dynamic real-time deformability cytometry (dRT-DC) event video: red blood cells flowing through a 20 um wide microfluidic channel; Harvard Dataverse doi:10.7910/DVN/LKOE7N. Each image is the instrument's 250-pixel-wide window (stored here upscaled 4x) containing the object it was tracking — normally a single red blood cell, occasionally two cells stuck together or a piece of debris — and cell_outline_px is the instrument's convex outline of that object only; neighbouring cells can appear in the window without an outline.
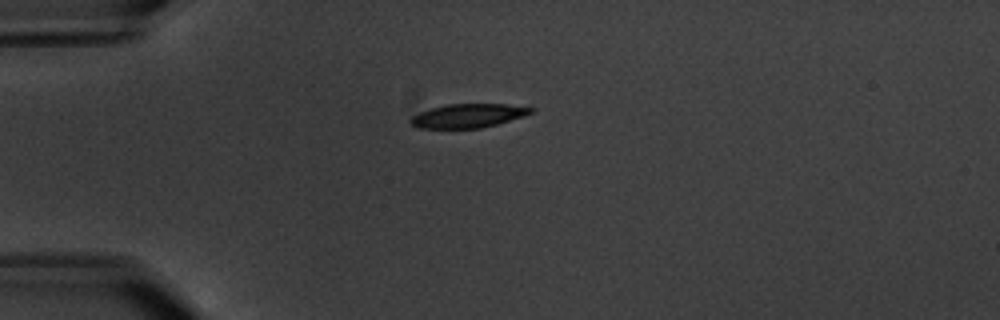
{"species": "common noctule bat (a hibernating species)", "species_latin": "Nyctalus noctula", "temperature_condition": "warm", "stored_images_in_passage": 4, "camera_frame_rate_fps": 3000, "um_per_image_px": 0.085, "animal": {"sex": "male", "body_mass_g": 20.1, "forearm_length_mm": 53.5}, "frame": {"image": 1, "passage_image": 1, "time_ms": 0.0, "image_size_px": [1000, 320], "cell_outline_px": [[536, 108], [532, 112], [524, 116], [496, 124], [480, 128], [416, 128], [408, 124], [408, 120], [412, 116], [420, 112], [432, 108], [448, 104], [504, 104]], "centroid_in_image_um": [39.74, 9.84], "position_along_channel_um": 45.3, "area_um2": 16.7}}